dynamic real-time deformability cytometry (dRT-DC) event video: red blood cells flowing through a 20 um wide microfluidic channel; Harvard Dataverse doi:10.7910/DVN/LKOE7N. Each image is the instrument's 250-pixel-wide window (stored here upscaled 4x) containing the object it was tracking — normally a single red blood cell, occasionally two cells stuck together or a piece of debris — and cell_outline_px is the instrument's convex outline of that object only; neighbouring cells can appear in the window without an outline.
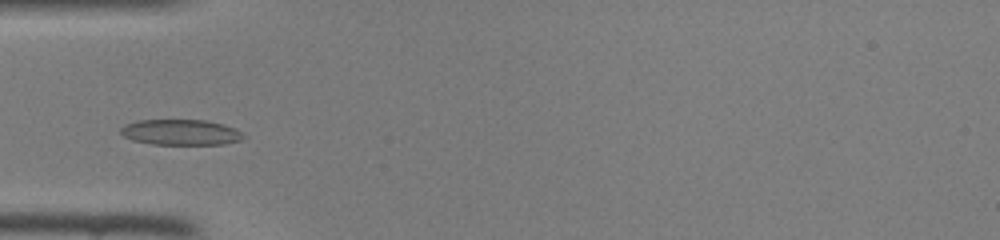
{"species": "common noctule bat (a hibernating species)", "species_latin": "Nyctalus noctula", "temperature_condition": "room temperature", "stored_images_in_passage": 40, "camera_frame_rate_fps": 3000, "um_per_image_px": 0.085, "animal": {"sex": "female", "body_mass_g": 22.0, "forearm_length_mm": 56.7}, "frame": {"image": 1, "passage_image": 8, "time_ms": 2.333, "image_size_px": [1000, 240], "cell_outline_px": [[244, 136], [240, 140], [224, 144], [152, 144], [132, 140], [124, 136], [120, 132], [120, 128], [124, 124], [136, 120], [208, 120], [224, 124], [236, 128]], "centroid_in_image_um": [15.34, 11.23], "position_along_channel_um": 69.7, "area_um2": 18.38}}
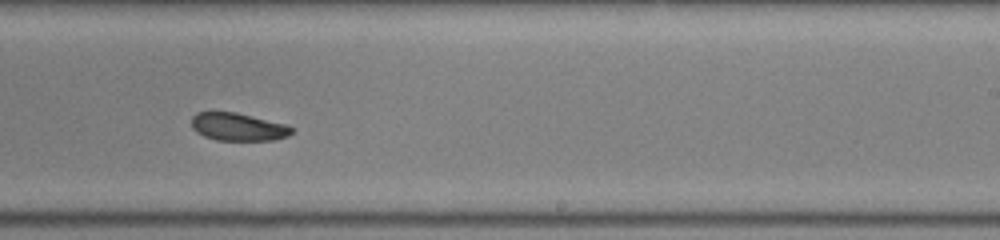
{"frame": {"image": 2, "passage_image": 22, "time_ms": 7.0, "image_size_px": [1000, 240], "cell_outline_px": [[296, 128], [288, 136], [276, 140], [216, 140], [204, 136], [196, 132], [192, 128], [192, 116], [196, 112], [236, 112], [284, 124]], "centroid_in_image_um": [20.24, 10.79], "position_along_channel_um": 268.8, "area_um2": 16.24}}
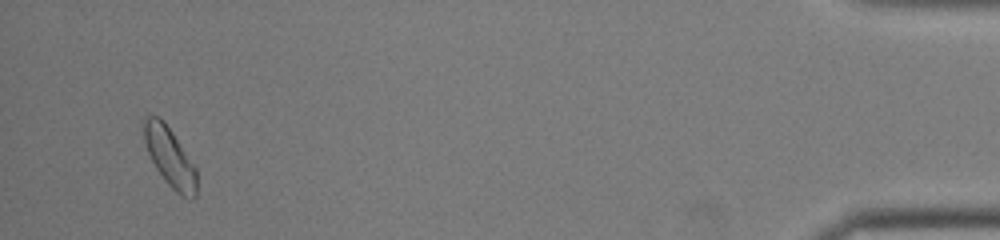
{"frame": {"image": 3, "passage_image": 38, "time_ms": 12.333, "image_size_px": [1000, 240], "cell_outline_px": [[196, 196], [192, 200], [188, 200], [180, 196], [168, 184], [156, 168], [148, 152], [144, 140], [140, 120], [148, 116], [160, 116], [164, 120], [196, 168]], "centroid_in_image_um": [14.41, 13.33], "position_along_channel_um": 420.8, "area_um2": 18.32}}